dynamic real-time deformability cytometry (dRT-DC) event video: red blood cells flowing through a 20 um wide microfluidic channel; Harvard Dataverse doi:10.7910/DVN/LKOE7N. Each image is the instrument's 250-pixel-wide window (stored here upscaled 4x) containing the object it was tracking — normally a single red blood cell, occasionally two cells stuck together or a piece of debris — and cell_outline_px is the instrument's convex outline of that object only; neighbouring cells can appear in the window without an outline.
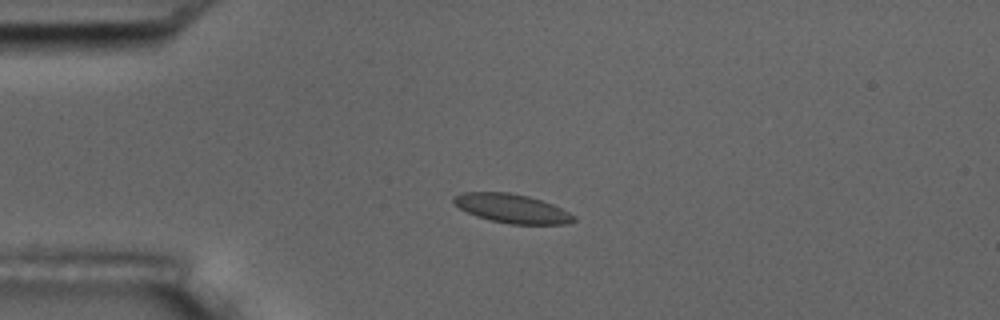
{"species": "common noctule bat (a hibernating species)", "species_latin": "Nyctalus noctula", "temperature_condition": "room temperature", "stored_images_in_passage": 4, "camera_frame_rate_fps": 3000, "um_per_image_px": 0.085, "animal": {"sex": "male", "body_mass_g": 17.5, "forearm_length_mm": 52.3}, "frame": {"image": 1, "passage_image": 3, "time_ms": 2.333, "image_size_px": [1000, 320], "cell_outline_px": [[576, 220], [568, 224], [512, 224], [492, 220], [476, 216], [452, 204], [452, 196], [464, 192], [508, 192], [528, 196], [552, 204], [576, 216]], "centroid_in_image_um": [43.49, 17.71], "position_along_channel_um": 41.5, "area_um2": 20.17}}
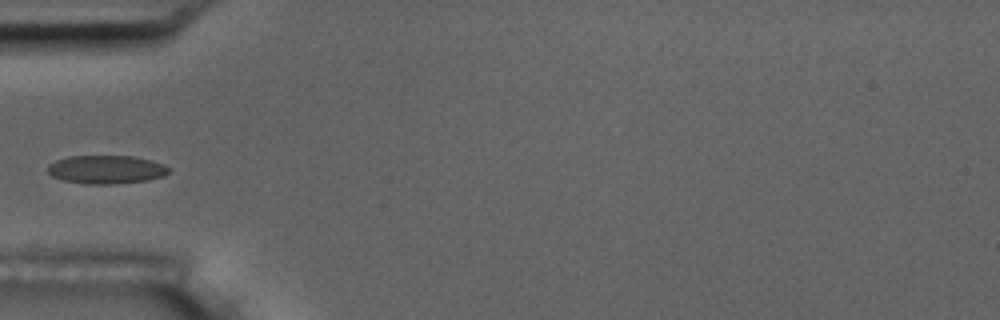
{"frame": {"image": 2, "passage_image": 4, "time_ms": 4.0, "image_size_px": [1000, 320], "cell_outline_px": [[172, 172], [164, 176], [148, 180], [116, 184], [84, 184], [64, 180], [52, 176], [48, 172], [48, 164], [56, 160], [68, 156], [132, 156], [152, 160], [164, 164], [172, 168]], "centroid_in_image_um": [9.09, 14.41], "position_along_channel_um": 75.9, "area_um2": 20.35}}